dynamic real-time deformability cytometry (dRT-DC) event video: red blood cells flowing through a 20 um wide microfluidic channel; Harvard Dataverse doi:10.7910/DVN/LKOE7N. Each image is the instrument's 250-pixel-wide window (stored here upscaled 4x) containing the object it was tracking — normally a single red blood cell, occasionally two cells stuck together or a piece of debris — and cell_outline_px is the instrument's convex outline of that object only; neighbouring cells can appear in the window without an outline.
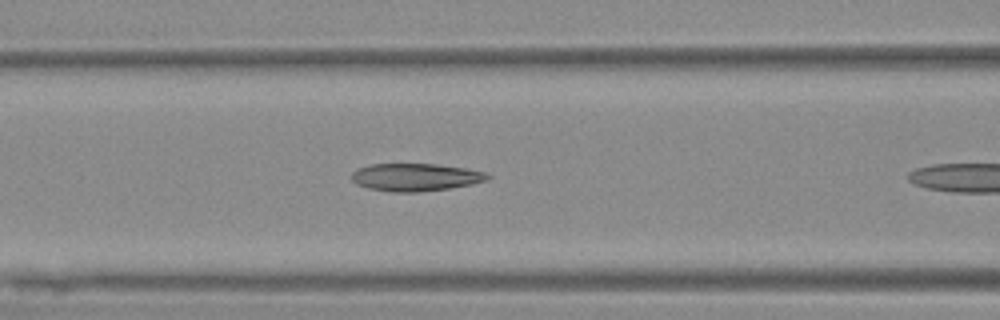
{"species": "Egyptian fruit bat (a non-hibernating species)", "species_latin": "Rousettus aegyptiacus", "temperature_condition": "warm", "stored_images_in_passage": 10, "camera_frame_rate_fps": 3000, "um_per_image_px": 0.085, "animal": {"sex": "female"}, "frame": {"image": 1, "passage_image": 9, "time_ms": 2.667, "image_size_px": [1000, 320], "cell_outline_px": [[492, 176], [488, 180], [472, 184], [448, 188], [420, 192], [392, 192], [368, 188], [356, 184], [352, 180], [352, 172], [360, 168], [372, 164], [436, 164], [464, 168], [484, 172]], "centroid_in_image_um": [35.32, 15.07], "position_along_channel_um": 131.3, "area_um2": 21.79}}